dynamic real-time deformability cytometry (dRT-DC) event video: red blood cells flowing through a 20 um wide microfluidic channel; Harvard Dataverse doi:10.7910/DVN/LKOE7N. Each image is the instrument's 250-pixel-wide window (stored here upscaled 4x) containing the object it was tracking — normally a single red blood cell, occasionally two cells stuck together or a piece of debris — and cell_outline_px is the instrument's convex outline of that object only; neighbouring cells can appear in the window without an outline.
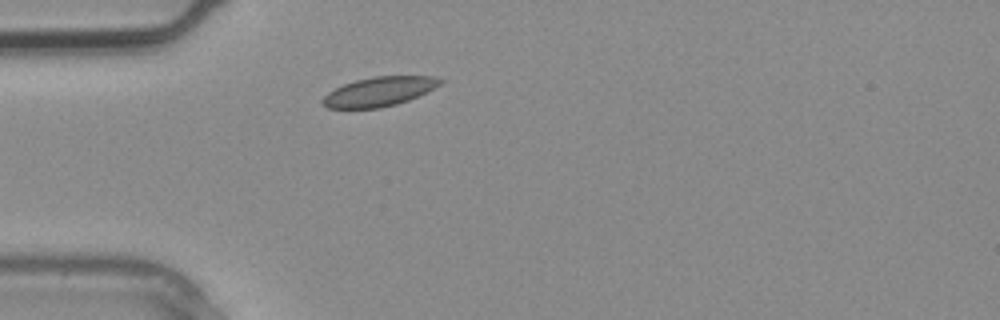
{"species": "common noctule bat (a hibernating species)", "species_latin": "Nyctalus noctula", "temperature_condition": "warm", "stored_images_in_passage": 2, "camera_frame_rate_fps": 3000, "um_per_image_px": 0.085, "animal": {"sex": "male", "body_mass_g": 20.4}, "frame": {"image": 1, "passage_image": 1, "time_ms": 0.0, "image_size_px": [1000, 320], "cell_outline_px": [[444, 80], [440, 84], [408, 100], [396, 104], [380, 108], [328, 108], [320, 100], [328, 92], [344, 84], [356, 80], [372, 76], [436, 76]], "centroid_in_image_um": [32.2, 7.78], "position_along_channel_um": 52.8, "area_um2": 19.83}}